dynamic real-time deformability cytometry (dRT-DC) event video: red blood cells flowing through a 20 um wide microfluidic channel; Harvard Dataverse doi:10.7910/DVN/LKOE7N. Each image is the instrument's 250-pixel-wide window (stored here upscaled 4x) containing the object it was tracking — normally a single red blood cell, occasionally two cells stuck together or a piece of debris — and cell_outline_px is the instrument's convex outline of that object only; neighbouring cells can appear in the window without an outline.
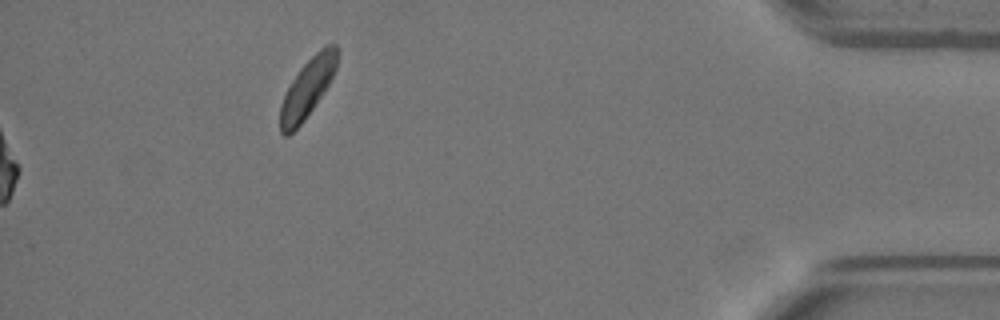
{"species": "Egyptian fruit bat (a non-hibernating species)", "species_latin": "Rousettus aegyptiacus", "temperature_condition": "warm", "stored_images_in_passage": 40, "camera_frame_rate_fps": 3000, "um_per_image_px": 0.085, "animal": {"sex": "female"}, "frame": {"image": 1, "passage_image": 40, "time_ms": 13.0, "image_size_px": [1000, 320], "cell_outline_px": [[336, 68], [324, 92], [300, 124], [288, 136], [284, 136], [280, 132], [280, 104], [292, 80], [300, 68], [320, 48], [328, 44], [336, 44]], "centroid_in_image_um": [26.1, 7.5], "position_along_channel_um": 409.1, "area_um2": 18.9}}